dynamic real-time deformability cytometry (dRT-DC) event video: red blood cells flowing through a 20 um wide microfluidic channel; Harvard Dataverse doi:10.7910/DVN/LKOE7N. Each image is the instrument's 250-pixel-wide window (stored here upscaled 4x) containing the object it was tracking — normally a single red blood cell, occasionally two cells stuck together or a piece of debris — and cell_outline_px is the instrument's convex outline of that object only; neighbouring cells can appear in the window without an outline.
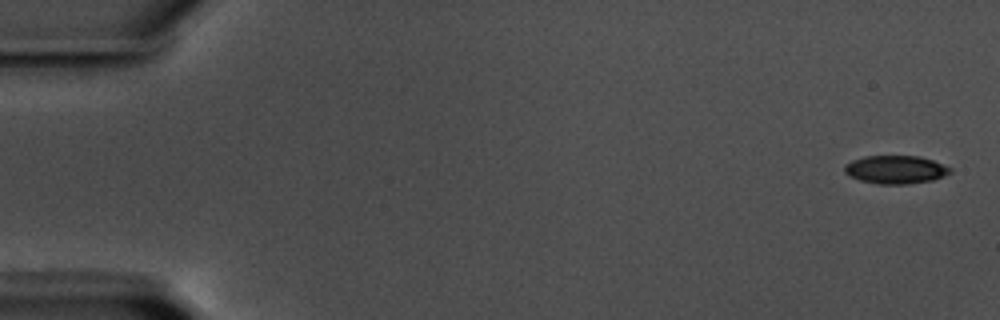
{"species": "common noctule bat (a hibernating species)", "species_latin": "Nyctalus noctula", "temperature_condition": "warm", "stored_images_in_passage": 57, "camera_frame_rate_fps": 3000, "um_per_image_px": 0.085, "animal": {"sex": "male", "body_mass_g": 17.5, "forearm_length_mm": 52.3}, "frame": {"image": 1, "passage_image": 1, "time_ms": 0.0, "image_size_px": [1000, 320], "cell_outline_px": [[952, 172], [932, 180], [908, 184], [880, 184], [860, 180], [844, 172], [844, 164], [852, 160], [864, 156], [920, 156], [932, 160], [952, 168]], "centroid_in_image_um": [76.12, 14.41], "position_along_channel_um": 8.9, "area_um2": 17.28}}
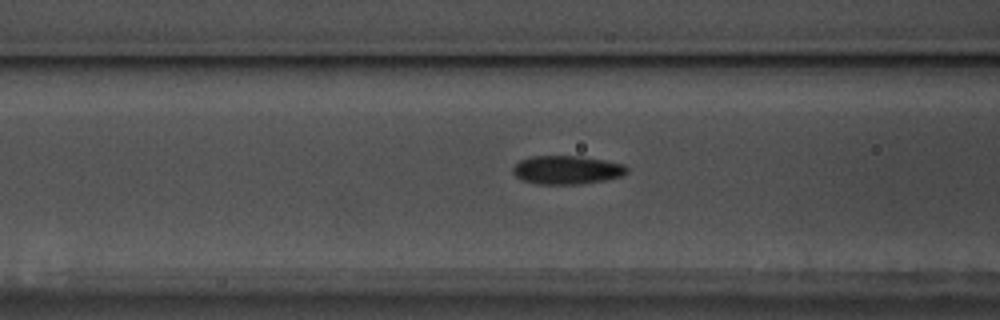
{"frame": {"image": 2, "passage_image": 23, "time_ms": 7.333, "image_size_px": [1000, 320], "cell_outline_px": [[628, 172], [620, 176], [604, 180], [576, 184], [536, 184], [524, 180], [516, 176], [512, 172], [512, 168], [520, 160], [532, 156], [580, 156], [604, 160], [624, 164], [628, 168]], "centroid_in_image_um": [48.17, 14.44], "position_along_channel_um": 118.4, "area_um2": 18.84}}
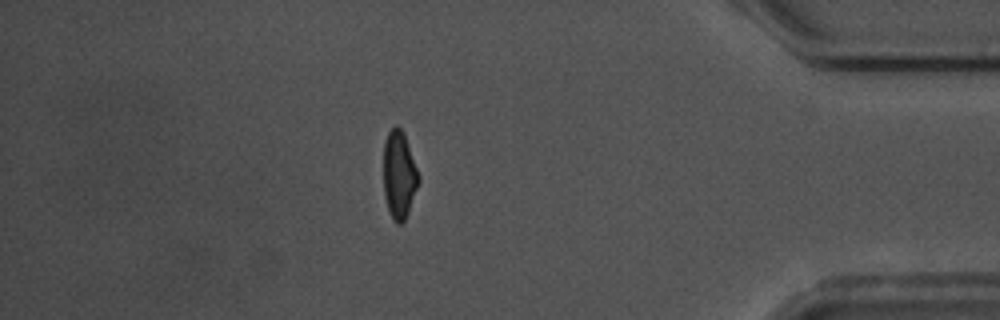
{"frame": {"image": 3, "passage_image": 50, "time_ms": 16.333, "image_size_px": [1000, 320], "cell_outline_px": [[420, 180], [408, 212], [404, 220], [400, 224], [396, 224], [392, 220], [384, 196], [384, 140], [388, 132], [396, 124], [404, 132], [420, 176]], "centroid_in_image_um": [33.93, 14.85], "position_along_channel_um": 401.3, "area_um2": 18.03}, "authors_computed_cell_mechanics": {"area_um2": 18.3226, "velocity_mm_per_s": 3.5524, "shape_relaxation_time_tau1_ms": 3.7972, "shape_relaxation_time_tau2_ms": 3.3243, "deformation_change_tau1": 0.1144, "deformation_change_tau2": 0.0785}}